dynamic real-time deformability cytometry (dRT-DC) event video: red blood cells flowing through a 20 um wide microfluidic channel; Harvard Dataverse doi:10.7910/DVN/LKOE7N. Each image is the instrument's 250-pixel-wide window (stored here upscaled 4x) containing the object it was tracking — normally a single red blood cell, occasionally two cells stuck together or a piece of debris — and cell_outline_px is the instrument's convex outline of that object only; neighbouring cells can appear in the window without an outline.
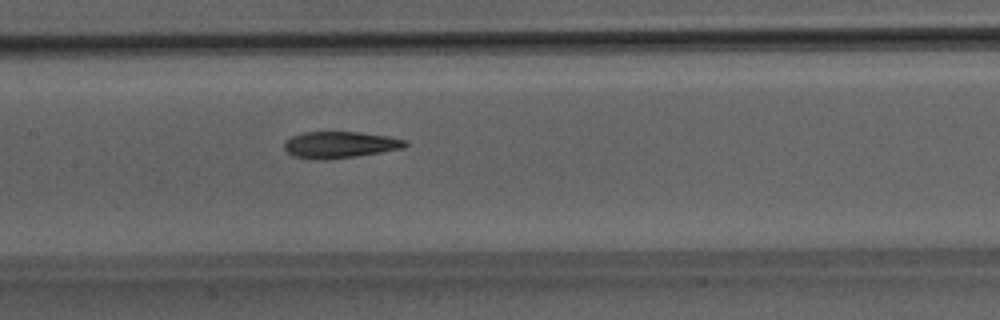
{"species": "Egyptian fruit bat (a non-hibernating species)", "species_latin": "Rousettus aegyptiacus", "temperature_condition": "room temperature", "stored_images_in_passage": 51, "camera_frame_rate_fps": 3000, "um_per_image_px": 0.085, "animal": {"sex": "male"}, "frame": {"image": 1, "passage_image": 25, "time_ms": 8.0, "image_size_px": [1000, 320], "cell_outline_px": [[408, 144], [404, 148], [356, 156], [328, 160], [316, 160], [292, 156], [284, 148], [284, 140], [300, 132], [360, 132], [388, 136], [408, 140]], "centroid_in_image_um": [28.87, 12.3], "position_along_channel_um": 178.5, "area_um2": 18.96}}
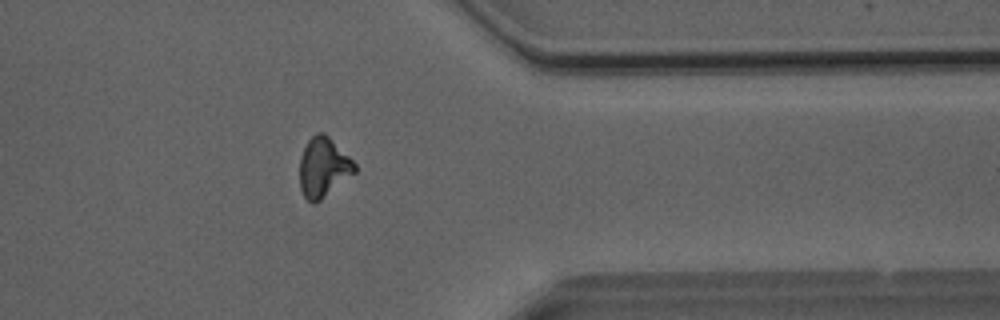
{"frame": {"image": 2, "passage_image": 41, "time_ms": 13.333, "image_size_px": [1000, 320], "cell_outline_px": [[356, 172], [316, 204], [312, 204], [304, 196], [300, 188], [300, 156], [308, 140], [316, 132], [324, 132], [356, 164]], "centroid_in_image_um": [27.47, 14.24], "position_along_channel_um": 383.9, "area_um2": 19.07}}
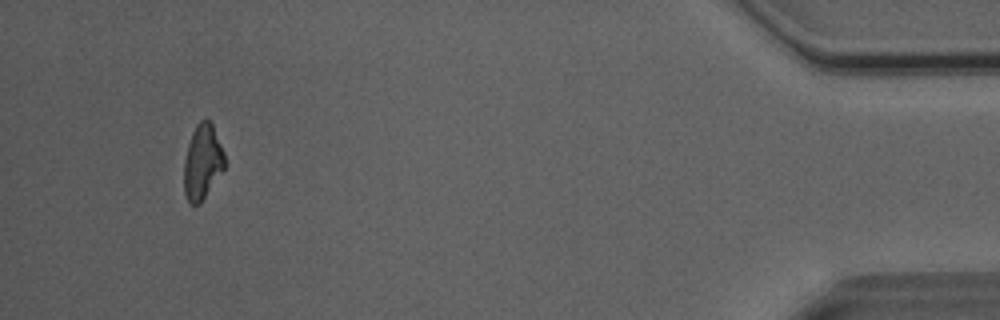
{"frame": {"image": 3, "passage_image": 48, "time_ms": 15.667, "image_size_px": [1000, 320], "cell_outline_px": [[224, 168], [200, 204], [188, 204], [184, 192], [184, 160], [188, 144], [192, 132], [196, 124], [200, 120], [208, 120], [212, 124], [224, 152]], "centroid_in_image_um": [17.19, 13.78], "position_along_channel_um": 418.0, "area_um2": 17.63}, "authors_computed_cell_mechanics": {"area_um2": 19.074, "velocity_mm_per_s": 4.0653, "shape_relaxation_time_tau1_ms": 6.8942, "shape_relaxation_time_tau2_ms": 2.942, "deformation_change_tau1": 0.1856, "deformation_change_tau2": 0.1146}}